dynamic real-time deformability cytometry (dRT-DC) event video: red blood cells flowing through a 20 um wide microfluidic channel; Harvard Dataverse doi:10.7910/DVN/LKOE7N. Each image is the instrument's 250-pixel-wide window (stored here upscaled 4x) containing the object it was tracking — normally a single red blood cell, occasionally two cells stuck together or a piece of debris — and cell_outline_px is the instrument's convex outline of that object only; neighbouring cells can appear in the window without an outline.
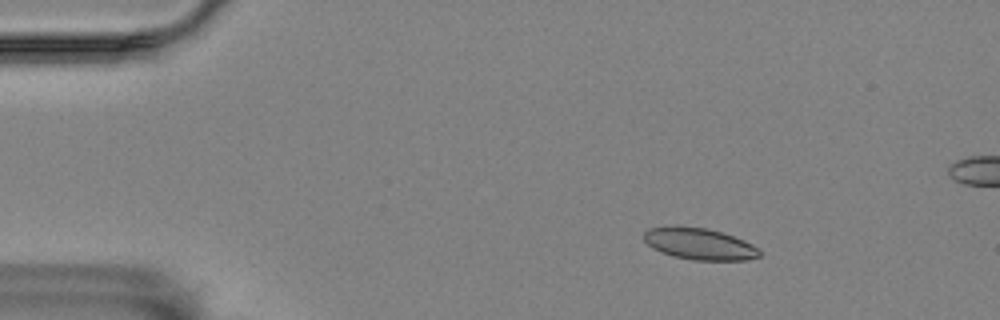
{"species": "Egyptian fruit bat (a non-hibernating species)", "species_latin": "Rousettus aegyptiacus", "temperature_condition": "room temperature", "stored_images_in_passage": 58, "segment_of_instrument_passage": [1, 2], "camera_frame_rate_fps": 3000, "um_per_image_px": 0.085, "animal": {"sex": "female"}, "frame": {"image": 1, "passage_image": 9, "time_ms": 2.667, "image_size_px": [1000, 320], "cell_outline_px": [[760, 256], [748, 260], [692, 260], [672, 256], [660, 252], [652, 248], [644, 240], [644, 232], [648, 228], [676, 224], [708, 228], [744, 240], [760, 248]], "centroid_in_image_um": [59.42, 20.71], "position_along_channel_um": 25.6, "area_um2": 21.73}}
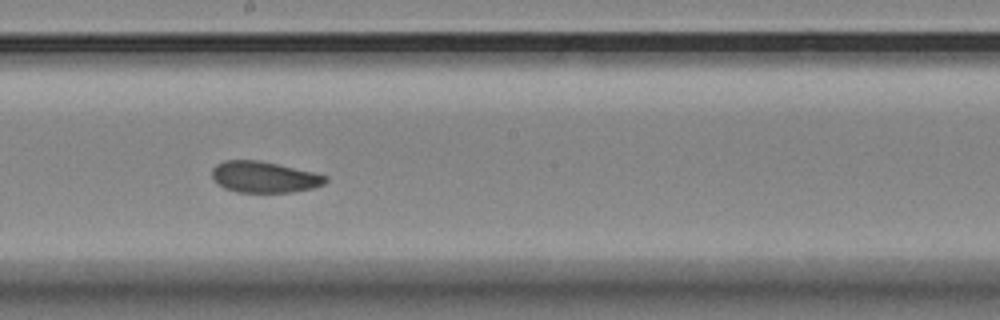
{"frame": {"image": 2, "passage_image": 32, "time_ms": 10.333, "image_size_px": [1000, 320], "cell_outline_px": [[328, 180], [324, 184], [312, 188], [292, 192], [236, 192], [224, 188], [216, 184], [212, 176], [212, 168], [216, 164], [224, 160], [260, 160], [312, 172], [328, 176]], "centroid_in_image_um": [22.42, 15.05], "position_along_channel_um": 225.8, "area_um2": 20.69}}
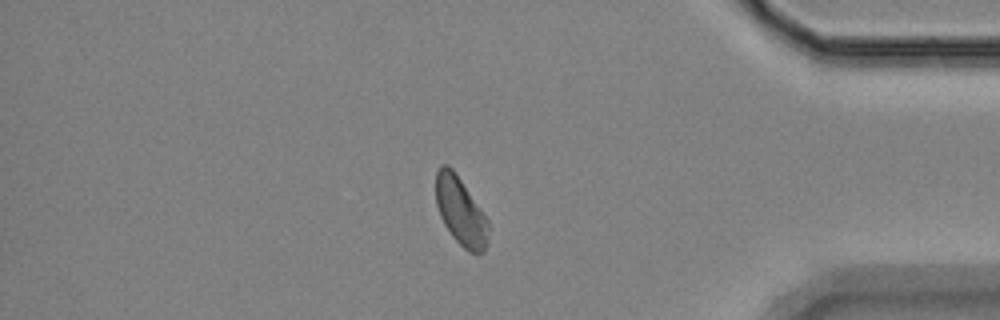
{"frame": {"image": 3, "passage_image": 49, "time_ms": 16.0, "image_size_px": [1000, 320], "cell_outline_px": [[488, 244], [484, 252], [468, 252], [452, 236], [444, 224], [440, 216], [436, 204], [436, 172], [440, 164], [448, 164], [452, 168], [480, 208], [488, 220]], "centroid_in_image_um": [39.14, 17.96], "position_along_channel_um": 396.1, "area_um2": 20.69}}